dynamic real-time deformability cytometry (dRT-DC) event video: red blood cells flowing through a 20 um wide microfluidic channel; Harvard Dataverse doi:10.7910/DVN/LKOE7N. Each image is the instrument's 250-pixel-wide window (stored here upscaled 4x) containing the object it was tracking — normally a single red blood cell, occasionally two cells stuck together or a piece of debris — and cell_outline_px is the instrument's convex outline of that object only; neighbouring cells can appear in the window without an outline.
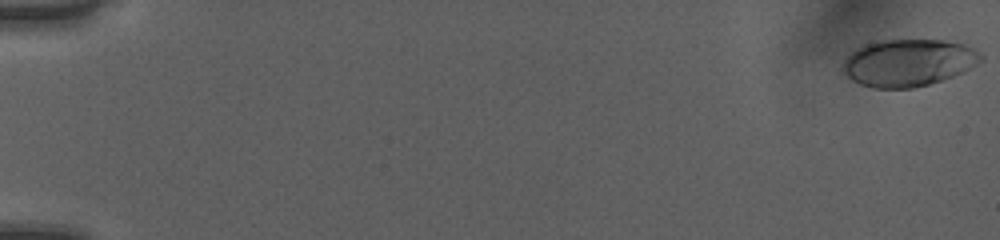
{"species": "human", "species_latin": "Homo sapiens", "temperature_condition": "room temperature", "stored_images_in_passage": 52, "camera_frame_rate_fps": 3000, "um_per_image_px": 0.085, "donor": {"sex": "female"}, "frame": {"image": 1, "passage_image": 1, "time_ms": 0.0, "image_size_px": [1000, 240], "cell_outline_px": [[984, 56], [976, 64], [964, 72], [928, 84], [912, 88], [872, 88], [860, 84], [852, 80], [840, 68], [840, 64], [856, 48], [880, 40], [944, 40], [964, 44], [972, 48]], "centroid_in_image_um": [77.18, 5.33], "position_along_channel_um": 7.8, "area_um2": 37.8}}
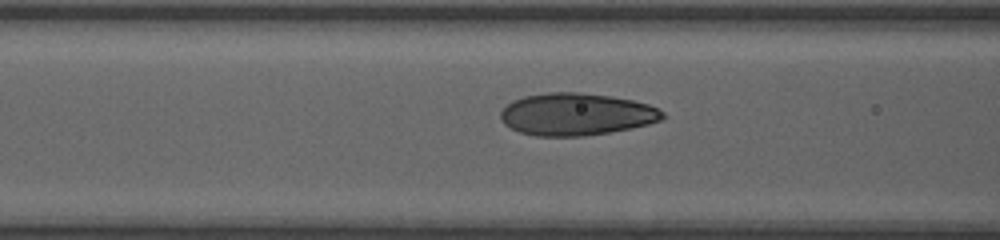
{"frame": {"image": 2, "passage_image": 23, "time_ms": 7.333, "image_size_px": [1000, 240], "cell_outline_px": [[664, 116], [660, 120], [648, 124], [608, 132], [584, 136], [536, 136], [520, 132], [504, 124], [500, 116], [500, 112], [512, 100], [524, 96], [548, 92], [580, 92], [612, 96], [632, 100], [648, 104], [664, 112]], "centroid_in_image_um": [48.96, 9.7], "position_along_channel_um": 117.6, "area_um2": 39.71}}
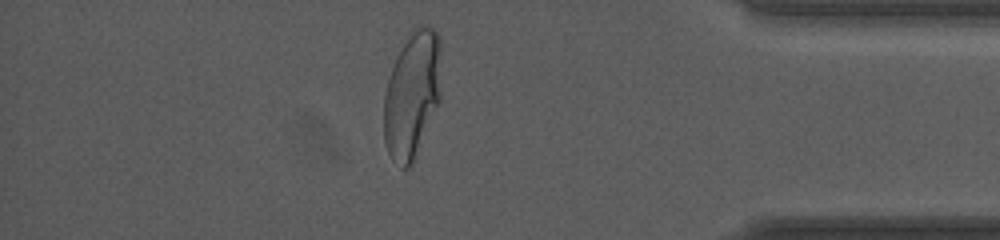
{"frame": {"image": 3, "passage_image": 46, "time_ms": 15.0, "image_size_px": [1000, 240], "cell_outline_px": [[440, 100], [416, 156], [412, 164], [408, 168], [400, 168], [392, 160], [388, 152], [384, 140], [384, 96], [388, 80], [400, 40], [412, 28], [420, 24], [424, 24], [432, 28], [440, 36]], "centroid_in_image_um": [35.02, 7.98], "position_along_channel_um": 400.2, "area_um2": 43.29}, "authors_computed_cell_mechanics": {"area_um2": 38.437, "velocity_mm_per_s": 4.0383, "shape_relaxation_time_tau1_ms": 5.2897, "shape_relaxation_time_tau2_ms": null, "deformation_change_tau1": 0.1975, "deformation_change_tau2": null}}